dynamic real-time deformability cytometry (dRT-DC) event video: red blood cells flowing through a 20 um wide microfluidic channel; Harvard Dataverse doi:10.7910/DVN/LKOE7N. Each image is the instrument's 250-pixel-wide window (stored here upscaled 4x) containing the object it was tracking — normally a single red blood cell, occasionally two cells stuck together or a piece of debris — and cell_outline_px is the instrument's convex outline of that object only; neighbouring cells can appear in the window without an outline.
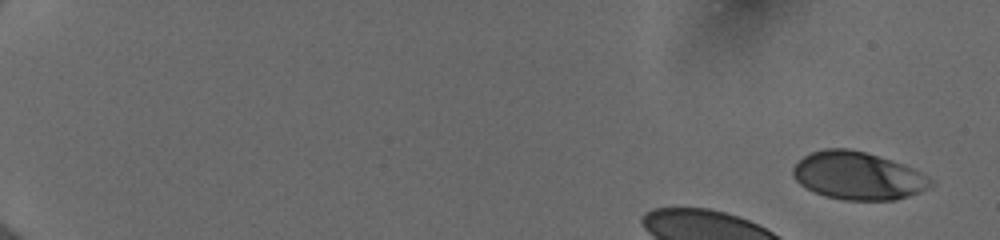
{"species": "human", "species_latin": "Homo sapiens", "temperature_condition": "cold", "stored_images_in_passage": 16, "camera_frame_rate_fps": 3000, "um_per_image_px": 0.085, "donor": {"sex": "female"}, "frame": {"image": 1, "passage_image": 1, "time_ms": 0.0, "image_size_px": [1000, 240], "cell_outline_px": [[936, 184], [920, 192], [896, 200], [844, 200], [824, 196], [800, 184], [792, 176], [792, 168], [804, 156], [812, 152], [824, 148], [848, 148], [880, 156], [904, 164], [928, 176]], "centroid_in_image_um": [72.94, 14.94], "position_along_channel_um": 12.1, "area_um2": 38.44}}
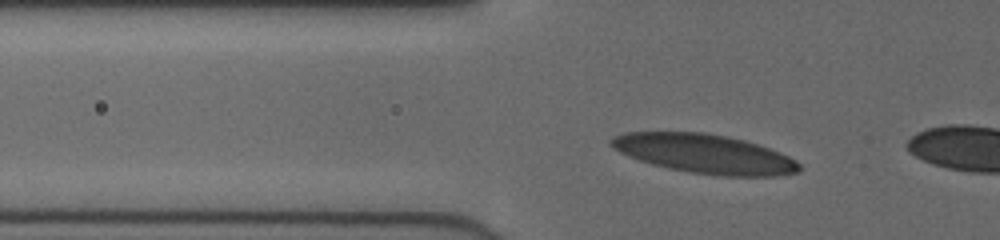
{"frame": {"image": 2, "passage_image": 14, "time_ms": 4.333, "image_size_px": [1000, 240], "cell_outline_px": [[800, 172], [776, 176], [720, 176], [688, 172], [668, 168], [652, 164], [640, 160], [620, 152], [612, 148], [608, 144], [608, 140], [612, 136], [624, 132], [704, 132], [744, 140], [780, 152], [796, 160], [800, 164]], "centroid_in_image_um": [59.86, 13.07], "position_along_channel_um": 65.9, "area_um2": 42.95}}